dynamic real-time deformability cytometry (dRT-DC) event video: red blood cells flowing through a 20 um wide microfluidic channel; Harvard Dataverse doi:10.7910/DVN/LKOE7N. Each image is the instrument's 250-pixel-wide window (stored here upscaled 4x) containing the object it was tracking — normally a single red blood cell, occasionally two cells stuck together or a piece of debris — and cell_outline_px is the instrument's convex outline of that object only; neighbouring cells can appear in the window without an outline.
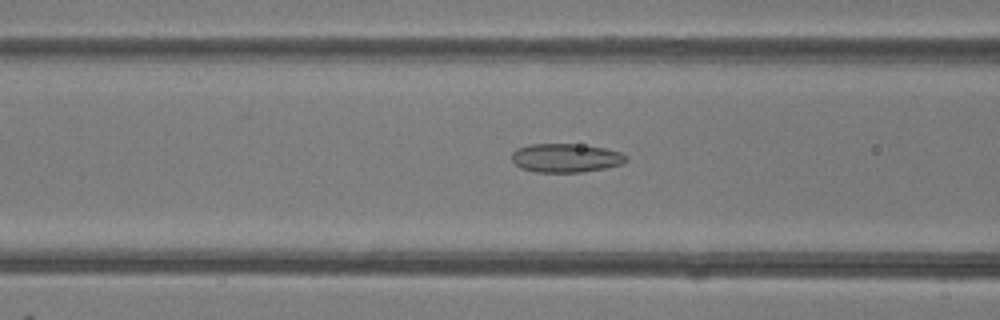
{"species": "common noctule bat (a hibernating species)", "species_latin": "Nyctalus noctula", "temperature_condition": "room temperature", "stored_images_in_passage": 41, "camera_frame_rate_fps": 3000, "um_per_image_px": 0.085, "animal": {"sex": "female"}, "frame": {"image": 1, "passage_image": 12, "time_ms": 3.667, "image_size_px": [1000, 320], "cell_outline_px": [[628, 160], [624, 164], [604, 168], [580, 172], [536, 172], [520, 168], [512, 160], [512, 152], [516, 148], [532, 144], [572, 144], [604, 148], [620, 152], [628, 156]], "centroid_in_image_um": [48.1, 13.43], "position_along_channel_um": 118.5, "area_um2": 19.13}}
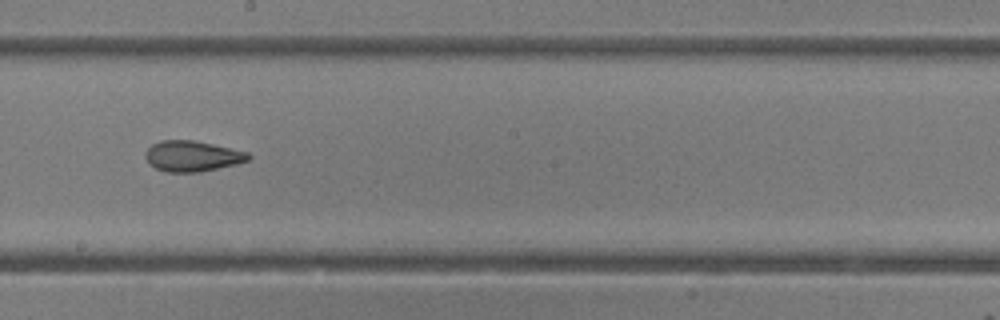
{"frame": {"image": 2, "passage_image": 20, "time_ms": 6.333, "image_size_px": [1000, 320], "cell_outline_px": [[252, 156], [248, 160], [236, 164], [200, 172], [164, 172], [148, 164], [144, 156], [144, 152], [152, 144], [160, 140], [192, 140], [212, 144], [248, 152]], "centroid_in_image_um": [16.3, 13.27], "position_along_channel_um": 231.9, "area_um2": 18.5}}
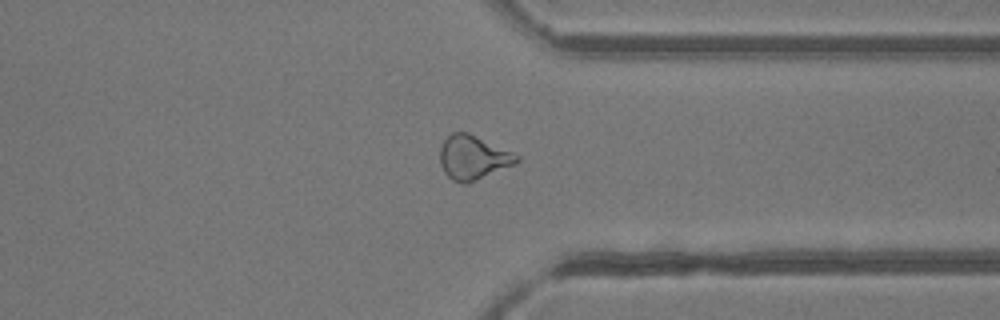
{"frame": {"image": 3, "passage_image": 30, "time_ms": 9.667, "image_size_px": [1000, 320], "cell_outline_px": [[520, 160], [516, 164], [468, 184], [464, 184], [452, 180], [444, 172], [440, 164], [440, 148], [444, 140], [452, 132], [468, 132], [512, 152], [520, 156]], "centroid_in_image_um": [40.21, 13.4], "position_along_channel_um": 371.2, "area_um2": 19.83}, "authors_computed_cell_mechanics": {"area_um2": 19.652, "velocity_mm_per_s": 4.2489, "shape_relaxation_time_tau1_ms": 7.2493, "shape_relaxation_time_tau2_ms": 2.2255, "deformation_change_tau1": 0.1454, "deformation_change_tau2": 0.1063}}